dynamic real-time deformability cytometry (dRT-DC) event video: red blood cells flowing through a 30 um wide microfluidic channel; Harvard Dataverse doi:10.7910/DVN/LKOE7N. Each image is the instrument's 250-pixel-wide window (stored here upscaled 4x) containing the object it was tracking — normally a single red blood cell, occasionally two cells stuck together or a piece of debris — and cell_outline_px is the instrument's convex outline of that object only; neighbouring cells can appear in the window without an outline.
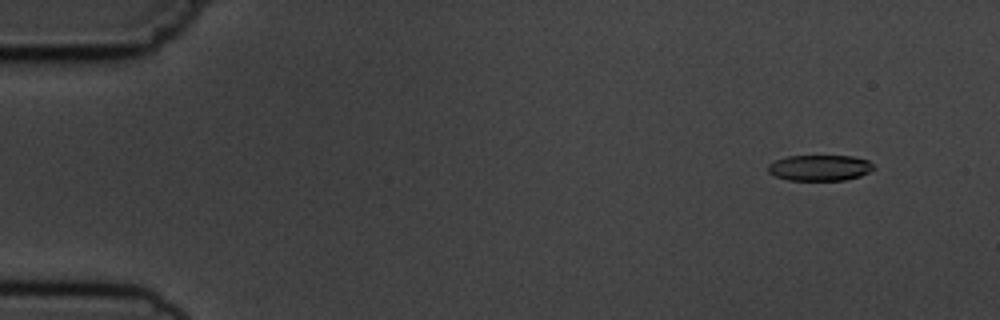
{"species": "common noctule bat (a hibernating species)", "species_latin": "Nyctalus noctula", "temperature_condition": "cold", "stored_images_in_passage": 5, "camera_frame_rate_fps": 3000, "um_per_image_px": 0.085, "animal": {"sex": "male", "body_mass_g": 19.5, "forearm_length_mm": 54.6}, "frame": {"image": 1, "passage_image": 2, "time_ms": 1.0, "image_size_px": [1000, 320], "cell_outline_px": [[876, 168], [860, 176], [844, 180], [788, 180], [776, 176], [768, 172], [768, 164], [776, 160], [788, 156], [852, 156], [868, 160]], "centroid_in_image_um": [69.68, 14.26], "position_along_channel_um": 15.3, "area_um2": 15.84}}
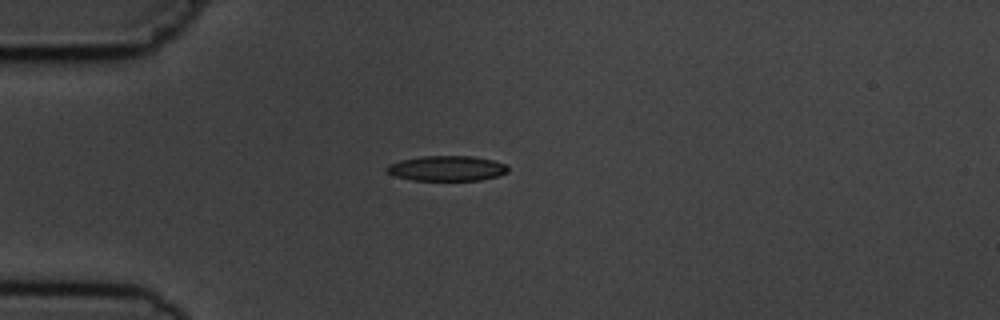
{"frame": {"image": 2, "passage_image": 5, "time_ms": 4.333, "image_size_px": [1000, 320], "cell_outline_px": [[508, 172], [496, 176], [480, 180], [412, 180], [396, 176], [384, 172], [384, 168], [388, 164], [400, 160], [424, 156], [472, 156], [492, 160], [504, 164], [508, 168]], "centroid_in_image_um": [37.92, 14.31], "position_along_channel_um": 47.1, "area_um2": 17.74}}